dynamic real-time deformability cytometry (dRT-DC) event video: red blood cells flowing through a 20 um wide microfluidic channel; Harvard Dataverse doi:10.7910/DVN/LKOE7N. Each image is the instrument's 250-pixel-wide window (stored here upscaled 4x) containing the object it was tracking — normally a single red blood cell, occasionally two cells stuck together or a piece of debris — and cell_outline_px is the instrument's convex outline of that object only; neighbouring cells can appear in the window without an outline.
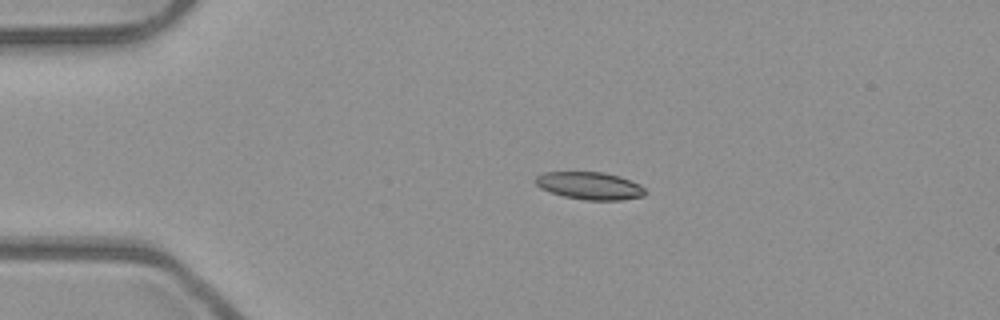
{"species": "common noctule bat (a hibernating species)", "species_latin": "Nyctalus noctula", "temperature_condition": "room temperature", "stored_images_in_passage": 3, "camera_frame_rate_fps": 3000, "um_per_image_px": 0.085, "animal": {"sex": "male", "body_mass_g": 23.1, "forearm_length_mm": 52.7}, "frame": {"image": 1, "passage_image": 2, "time_ms": 0.333, "image_size_px": [1000, 320], "cell_outline_px": [[648, 192], [644, 196], [620, 200], [584, 200], [564, 196], [540, 188], [532, 180], [536, 176], [544, 172], [604, 172], [620, 176], [640, 184]], "centroid_in_image_um": [50.14, 15.78], "position_along_channel_um": 34.9, "area_um2": 17.74}}